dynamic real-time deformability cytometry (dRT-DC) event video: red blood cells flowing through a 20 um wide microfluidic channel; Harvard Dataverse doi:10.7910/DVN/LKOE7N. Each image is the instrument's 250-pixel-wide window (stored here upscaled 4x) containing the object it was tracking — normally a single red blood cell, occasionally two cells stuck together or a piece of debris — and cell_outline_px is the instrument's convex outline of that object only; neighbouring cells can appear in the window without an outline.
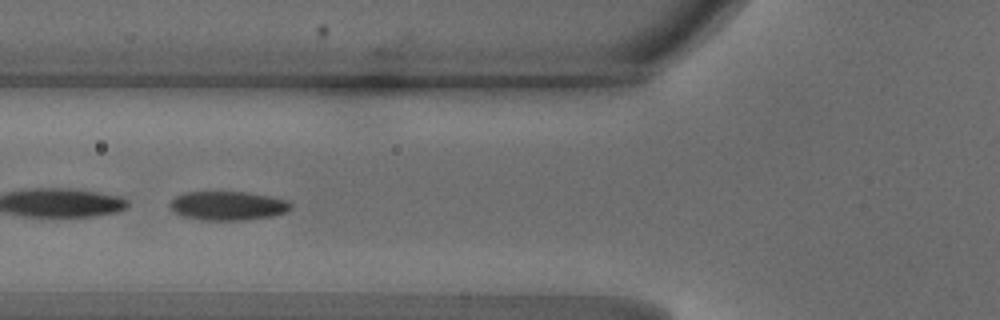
{"species": "common noctule bat (a hibernating species)", "species_latin": "Nyctalus noctula", "temperature_condition": "warm", "stored_images_in_passage": 38, "segment_of_instrument_passage": [2, 2], "camera_frame_rate_fps": 3000, "um_per_image_px": 0.085, "animal": {"sex": "male", "body_mass_g": 18.8}, "frame": {"image": 1, "passage_image": 15, "time_ms": 4.667, "image_size_px": [1000, 320], "cell_outline_px": [[292, 208], [284, 212], [272, 216], [240, 220], [200, 220], [184, 216], [172, 212], [168, 204], [176, 196], [184, 192], [248, 192], [288, 200], [292, 204]], "centroid_in_image_um": [19.33, 17.48], "position_along_channel_um": 106.5, "area_um2": 20.4}}
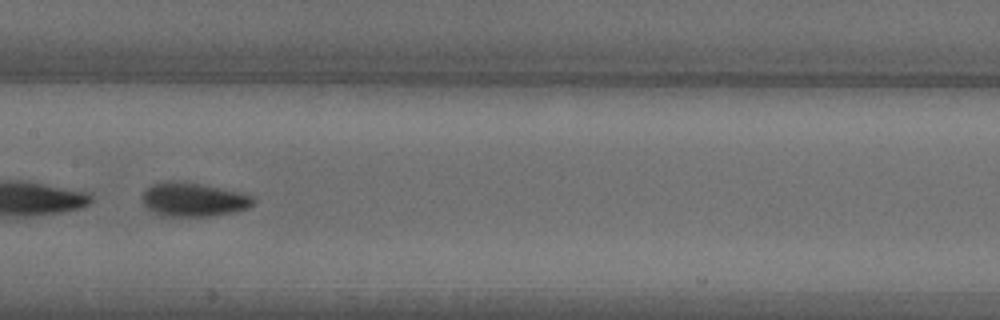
{"frame": {"image": 2, "passage_image": 21, "time_ms": 6.667, "image_size_px": [1000, 320], "cell_outline_px": [[256, 200], [248, 208], [232, 212], [212, 216], [160, 216], [148, 208], [144, 204], [144, 192], [152, 184], [168, 180], [172, 180], [220, 188], [252, 196]], "centroid_in_image_um": [16.43, 16.97], "position_along_channel_um": 191.0, "area_um2": 21.44}}
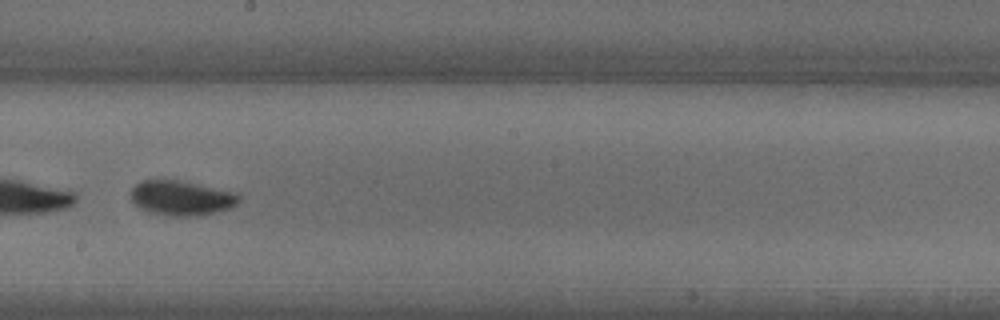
{"frame": {"image": 3, "passage_image": 24, "time_ms": 7.667, "image_size_px": [1000, 320], "cell_outline_px": [[240, 200], [236, 204], [228, 208], [200, 216], [172, 216], [148, 212], [140, 208], [132, 200], [128, 192], [140, 180], [184, 180], [236, 192], [240, 196]], "centroid_in_image_um": [15.4, 16.81], "position_along_channel_um": 232.8, "area_um2": 22.2}}